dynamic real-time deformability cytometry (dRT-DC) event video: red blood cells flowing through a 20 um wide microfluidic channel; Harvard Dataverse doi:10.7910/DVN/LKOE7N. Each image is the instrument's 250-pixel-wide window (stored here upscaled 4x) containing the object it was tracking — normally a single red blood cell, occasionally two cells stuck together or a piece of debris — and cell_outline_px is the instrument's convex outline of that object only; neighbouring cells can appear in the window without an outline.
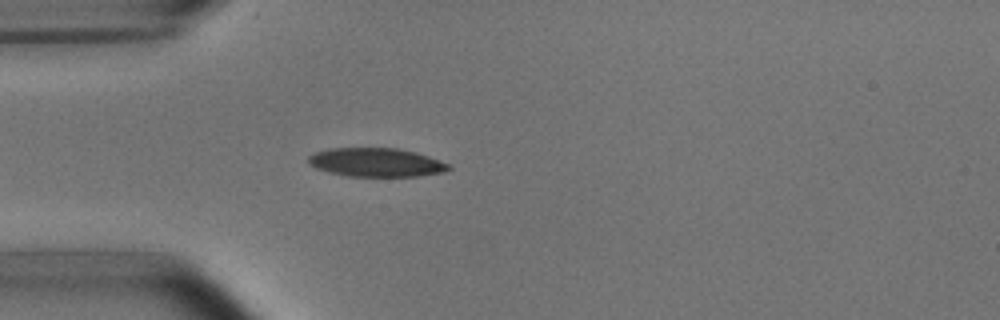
{"species": "common noctule bat (a hibernating species)", "species_latin": "Nyctalus noctula", "temperature_condition": "room temperature", "stored_images_in_passage": 28, "camera_frame_rate_fps": 3000, "um_per_image_px": 0.085, "animal": {"sex": "male", "body_mass_g": 15.6}, "frame": {"image": 1, "passage_image": 3, "time_ms": 0.667, "image_size_px": [1000, 320], "cell_outline_px": [[452, 168], [444, 172], [416, 176], [348, 176], [328, 172], [316, 168], [308, 164], [308, 156], [316, 152], [328, 148], [396, 148], [416, 152], [428, 156], [448, 164]], "centroid_in_image_um": [31.94, 13.8], "position_along_channel_um": 53.1, "area_um2": 23.41}}
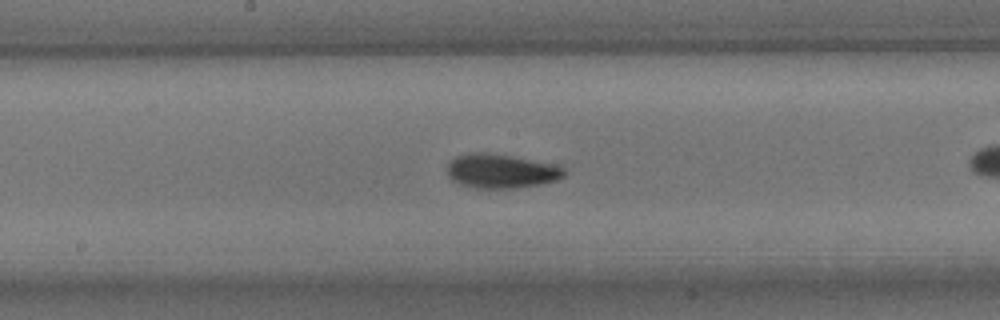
{"frame": {"image": 2, "passage_image": 12, "time_ms": 3.667, "image_size_px": [1000, 320], "cell_outline_px": [[564, 176], [556, 180], [540, 184], [516, 188], [472, 188], [460, 184], [452, 180], [448, 176], [448, 164], [456, 156], [472, 152], [484, 152], [556, 164], [564, 168]], "centroid_in_image_um": [42.57, 14.55], "position_along_channel_um": 205.6, "area_um2": 23.12}}
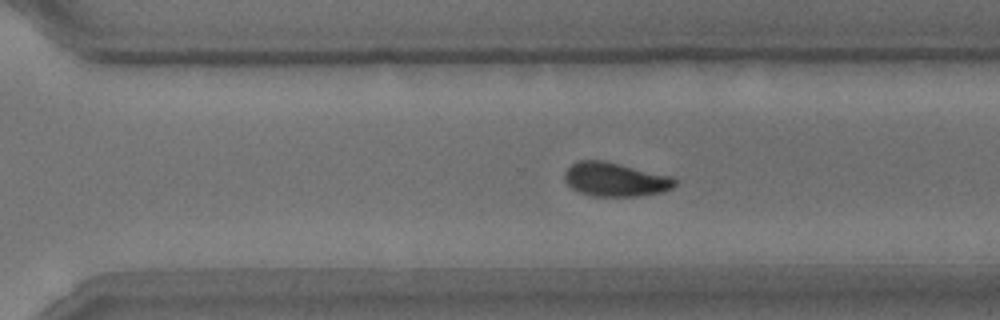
{"frame": {"image": 3, "passage_image": 21, "time_ms": 6.667, "image_size_px": [1000, 320], "cell_outline_px": [[676, 184], [672, 188], [660, 192], [640, 196], [592, 196], [580, 192], [572, 188], [564, 180], [564, 172], [572, 164], [580, 160], [600, 160], [620, 164], [672, 176], [676, 180]], "centroid_in_image_um": [52.29, 15.25], "position_along_channel_um": 318.3, "area_um2": 21.68}, "authors_computed_cell_mechanics": {"area_um2": 22.542, "velocity_mm_per_s": 3.7714, "shape_relaxation_time_tau1_ms": 1.6666, "shape_relaxation_time_tau2_ms": null, "deformation_change_tau1": 0.0851, "deformation_change_tau2": null}}